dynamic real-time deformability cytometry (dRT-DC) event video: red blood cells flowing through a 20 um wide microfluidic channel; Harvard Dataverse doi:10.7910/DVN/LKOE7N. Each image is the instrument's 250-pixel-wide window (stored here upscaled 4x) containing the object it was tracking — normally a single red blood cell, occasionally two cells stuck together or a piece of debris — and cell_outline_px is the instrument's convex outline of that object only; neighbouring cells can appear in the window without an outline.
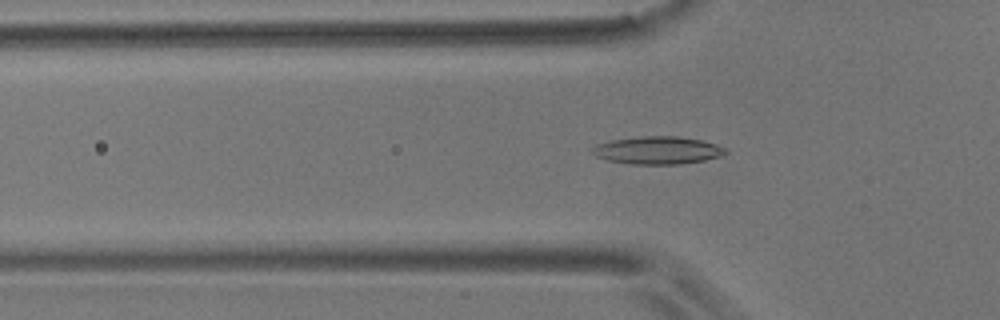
{"species": "common noctule bat (a hibernating species)", "species_latin": "Nyctalus noctula", "temperature_condition": "room temperature", "stored_images_in_passage": 54, "camera_frame_rate_fps": 3000, "um_per_image_px": 0.085, "animal": {"sex": "male", "body_mass_g": 17.9}, "frame": {"image": 1, "passage_image": 18, "time_ms": 5.667, "image_size_px": [1000, 320], "cell_outline_px": [[728, 152], [720, 156], [704, 160], [680, 164], [628, 164], [608, 160], [596, 156], [592, 152], [592, 148], [596, 144], [612, 140], [644, 136], [676, 136], [700, 140], [716, 144], [728, 148]], "centroid_in_image_um": [55.91, 12.78], "position_along_channel_um": 69.9, "area_um2": 21.44}}
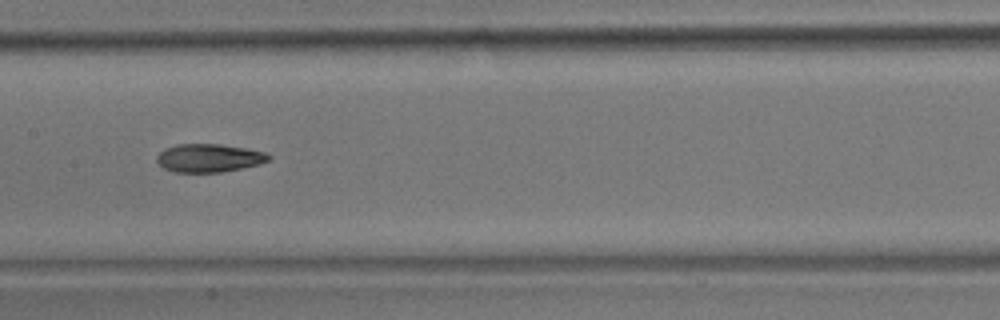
{"frame": {"image": 2, "passage_image": 28, "time_ms": 9.0, "image_size_px": [1000, 320], "cell_outline_px": [[272, 156], [268, 160], [260, 164], [220, 172], [172, 172], [164, 168], [156, 160], [156, 156], [164, 148], [176, 144], [220, 144], [244, 148], [264, 152]], "centroid_in_image_um": [17.73, 13.42], "position_along_channel_um": 189.7, "area_um2": 18.32}}
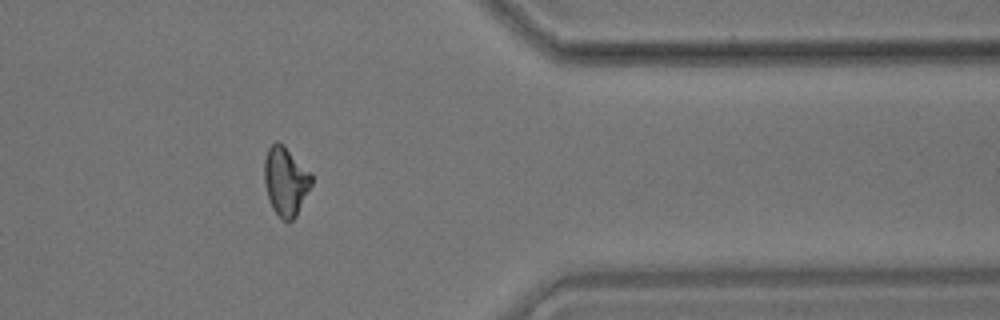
{"frame": {"image": 3, "passage_image": 46, "time_ms": 15.0, "image_size_px": [1000, 320], "cell_outline_px": [[312, 184], [296, 216], [292, 220], [280, 220], [272, 208], [268, 200], [264, 184], [264, 160], [268, 148], [276, 140], [312, 172]], "centroid_in_image_um": [24.26, 15.43], "position_along_channel_um": 387.1, "area_um2": 18.96}, "authors_computed_cell_mechanics": {"area_um2": 19.1607, "velocity_mm_per_s": 3.5628, "shape_relaxation_time_tau1_ms": 7.6587, "shape_relaxation_time_tau2_ms": 3.2701, "deformation_change_tau1": 0.2027, "deformation_change_tau2": 0.0992}}